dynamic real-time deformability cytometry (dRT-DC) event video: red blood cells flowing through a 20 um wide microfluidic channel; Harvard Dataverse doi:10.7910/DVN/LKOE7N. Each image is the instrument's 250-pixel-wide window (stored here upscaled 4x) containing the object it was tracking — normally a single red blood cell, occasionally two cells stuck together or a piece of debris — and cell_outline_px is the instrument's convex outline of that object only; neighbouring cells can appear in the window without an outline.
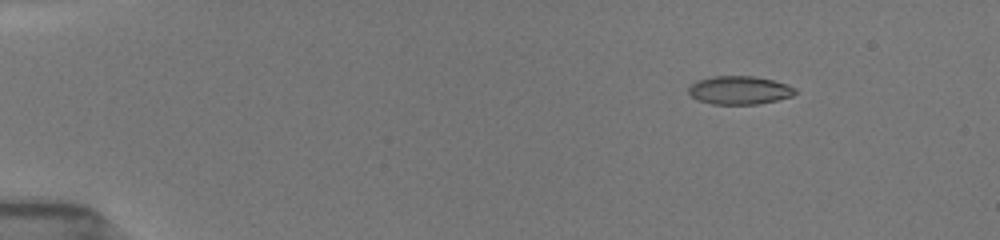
{"species": "common noctule bat (a hibernating species)", "species_latin": "Nyctalus noctula", "temperature_condition": "room temperature", "stored_images_in_passage": 36, "camera_frame_rate_fps": 3000, "um_per_image_px": 0.085, "animal": {"sex": "female", "body_mass_g": 19.5, "forearm_length_mm": 54.1}, "frame": {"image": 1, "passage_image": 1, "time_ms": 0.0, "image_size_px": [1000, 240], "cell_outline_px": [[796, 92], [792, 96], [760, 104], [712, 104], [696, 100], [688, 92], [688, 88], [696, 80], [712, 76], [752, 76], [772, 80], [788, 84], [796, 88]], "centroid_in_image_um": [62.84, 7.67], "position_along_channel_um": 22.2, "area_um2": 17.69}}
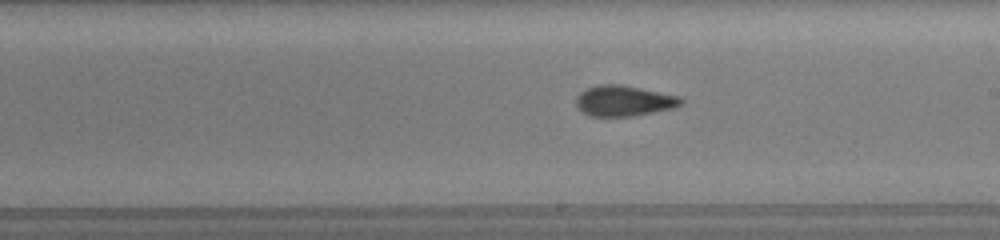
{"frame": {"image": 2, "passage_image": 17, "time_ms": 8.0, "image_size_px": [1000, 240], "cell_outline_px": [[684, 100], [680, 104], [672, 108], [632, 116], [588, 116], [576, 104], [576, 96], [580, 92], [588, 88], [600, 84], [620, 84], [680, 96]], "centroid_in_image_um": [53.02, 8.56], "position_along_channel_um": 236.0, "area_um2": 18.5}}
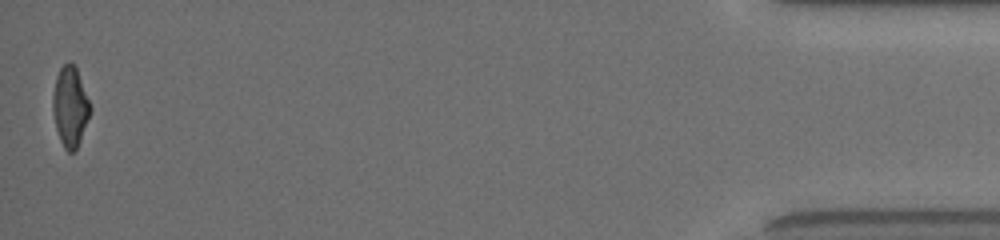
{"frame": {"image": 3, "passage_image": 36, "time_ms": 15.0, "image_size_px": [1000, 240], "cell_outline_px": [[92, 108], [80, 140], [76, 148], [72, 152], [68, 152], [64, 148], [60, 140], [56, 128], [52, 108], [52, 96], [56, 76], [60, 68], [68, 60], [76, 68]], "centroid_in_image_um": [5.95, 9.05], "position_along_channel_um": 429.3, "area_um2": 17.28}, "authors_computed_cell_mechanics": {"area_um2": 17.9469, "velocity_mm_per_s": 3.9356, "shape_relaxation_time_tau1_ms": 2.8202, "shape_relaxation_time_tau2_ms": 0.6779, "deformation_change_tau1": 0.1404, "deformation_change_tau2": 0.0677}}